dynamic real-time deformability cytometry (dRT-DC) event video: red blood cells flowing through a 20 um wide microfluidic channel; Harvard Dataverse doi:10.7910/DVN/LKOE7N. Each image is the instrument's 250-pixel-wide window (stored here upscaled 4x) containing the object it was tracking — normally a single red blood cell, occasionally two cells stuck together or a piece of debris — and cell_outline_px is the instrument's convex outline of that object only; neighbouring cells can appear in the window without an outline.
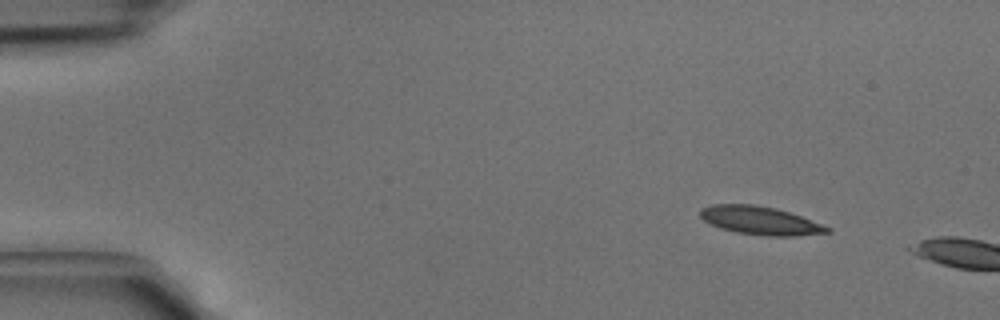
{"species": "common noctule bat (a hibernating species)", "species_latin": "Nyctalus noctula", "temperature_condition": "cold", "stored_images_in_passage": 2, "camera_frame_rate_fps": 3000, "um_per_image_px": 0.085, "animal": {"sex": "male", "body_mass_g": 15.6}, "frame": {"image": 1, "passage_image": 1, "time_ms": 0.0, "image_size_px": [1000, 320], "cell_outline_px": [[832, 232], [796, 236], [768, 236], [736, 232], [720, 228], [704, 220], [700, 216], [700, 208], [712, 204], [756, 204], [776, 208], [800, 216], [832, 228]], "centroid_in_image_um": [64.62, 18.74], "position_along_channel_um": 20.4, "area_um2": 20.92}}